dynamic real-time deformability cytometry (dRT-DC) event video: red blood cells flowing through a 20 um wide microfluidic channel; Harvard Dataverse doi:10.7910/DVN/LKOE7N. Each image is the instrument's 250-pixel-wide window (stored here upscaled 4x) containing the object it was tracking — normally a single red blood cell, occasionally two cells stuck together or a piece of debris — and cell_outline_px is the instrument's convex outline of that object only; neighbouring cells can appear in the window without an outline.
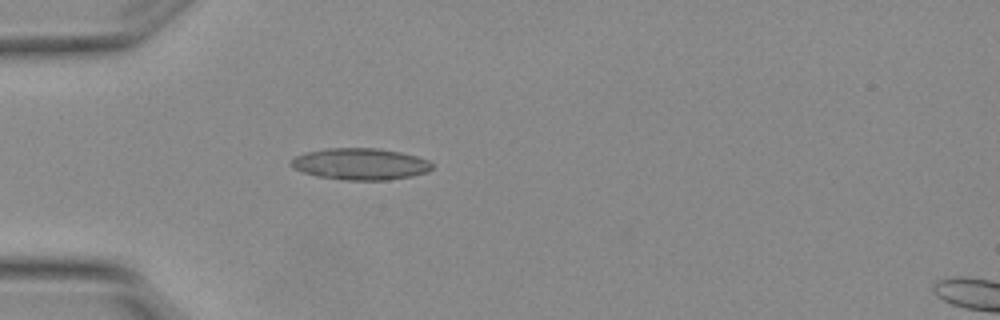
{"species": "Egyptian fruit bat (a non-hibernating species)", "species_latin": "Rousettus aegyptiacus", "temperature_condition": "warm", "stored_images_in_passage": 1, "camera_frame_rate_fps": 3000, "um_per_image_px": 0.085, "animal": {"sex": "female"}, "frame": {"image": 1, "passage_image": 1, "time_ms": 0.0, "image_size_px": [1000, 320], "cell_outline_px": [[432, 168], [428, 172], [412, 176], [388, 180], [344, 180], [316, 176], [292, 168], [288, 164], [296, 156], [308, 152], [328, 148], [376, 148], [400, 152], [416, 156], [428, 160], [432, 164]], "centroid_in_image_um": [30.63, 13.95], "position_along_channel_um": 54.4, "area_um2": 25.95}}